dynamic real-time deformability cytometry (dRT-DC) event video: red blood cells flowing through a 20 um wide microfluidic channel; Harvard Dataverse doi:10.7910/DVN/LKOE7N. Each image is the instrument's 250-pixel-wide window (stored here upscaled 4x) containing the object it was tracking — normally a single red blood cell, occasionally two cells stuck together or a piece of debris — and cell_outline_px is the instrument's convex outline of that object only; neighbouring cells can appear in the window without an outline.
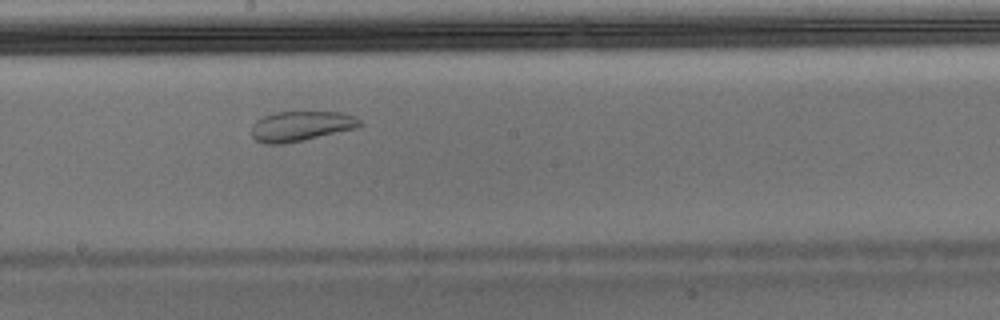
{"species": "Egyptian fruit bat (a non-hibernating species)", "species_latin": "Rousettus aegyptiacus", "temperature_condition": "warm", "stored_images_in_passage": 32, "camera_frame_rate_fps": 3000, "um_per_image_px": 0.085, "animal": {"sex": "male"}, "frame": {"image": 1, "passage_image": 19, "time_ms": 6.0, "image_size_px": [1000, 320], "cell_outline_px": [[364, 124], [356, 128], [304, 140], [280, 144], [264, 144], [256, 140], [252, 136], [252, 124], [256, 120], [272, 112], [340, 112], [352, 116], [360, 120]], "centroid_in_image_um": [25.55, 10.72], "position_along_channel_um": 222.6, "area_um2": 18.9}}
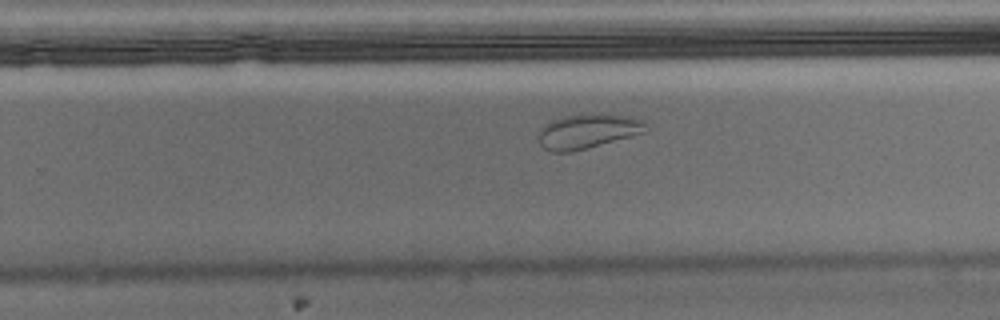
{"frame": {"image": 2, "passage_image": 23, "time_ms": 7.333, "image_size_px": [1000, 320], "cell_outline_px": [[648, 132], [588, 148], [572, 152], [552, 152], [544, 148], [540, 144], [540, 128], [544, 124], [552, 120], [564, 116], [592, 112], [604, 112], [628, 116], [644, 120]], "centroid_in_image_um": [50.0, 11.13], "position_along_channel_um": 279.8, "area_um2": 22.14}}